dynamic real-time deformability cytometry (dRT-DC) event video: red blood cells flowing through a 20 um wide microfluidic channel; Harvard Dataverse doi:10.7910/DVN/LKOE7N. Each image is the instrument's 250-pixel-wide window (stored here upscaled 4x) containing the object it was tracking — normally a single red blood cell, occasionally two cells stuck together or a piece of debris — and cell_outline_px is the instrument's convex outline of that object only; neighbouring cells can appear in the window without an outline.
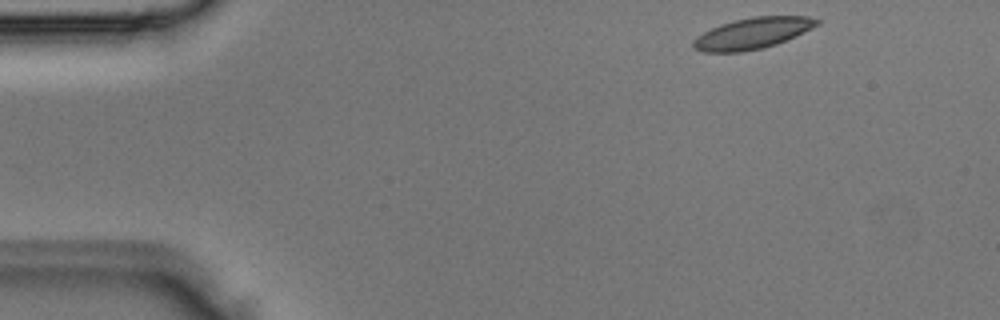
{"species": "Egyptian fruit bat (a non-hibernating species)", "species_latin": "Rousettus aegyptiacus", "temperature_condition": "room temperature", "stored_images_in_passage": 3, "camera_frame_rate_fps": 3000, "um_per_image_px": 0.085, "animal": {"sex": "male"}, "frame": {"image": 1, "passage_image": 1, "time_ms": 0.0, "image_size_px": [1000, 320], "cell_outline_px": [[820, 24], [796, 36], [776, 44], [760, 48], [740, 52], [704, 52], [692, 48], [692, 40], [696, 36], [720, 24], [752, 16], [808, 16], [820, 20]], "centroid_in_image_um": [63.95, 2.83], "position_along_channel_um": 21.0, "area_um2": 22.43}}